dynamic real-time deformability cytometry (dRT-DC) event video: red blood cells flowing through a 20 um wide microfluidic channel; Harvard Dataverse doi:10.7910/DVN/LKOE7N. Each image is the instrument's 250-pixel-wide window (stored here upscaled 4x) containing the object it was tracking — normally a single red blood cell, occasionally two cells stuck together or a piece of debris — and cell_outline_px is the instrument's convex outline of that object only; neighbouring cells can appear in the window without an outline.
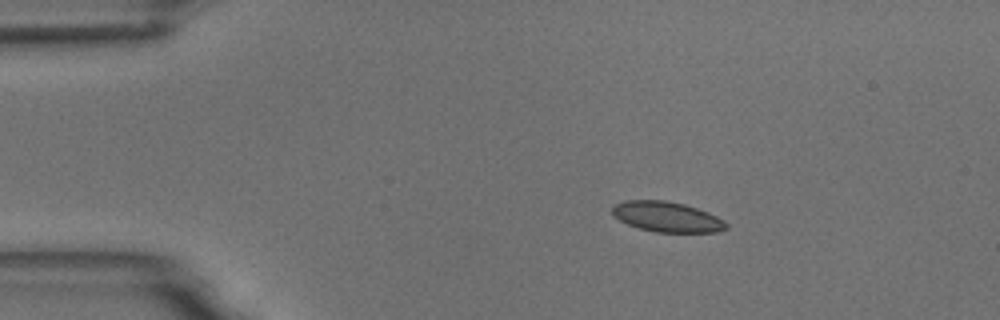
{"species": "common noctule bat (a hibernating species)", "species_latin": "Nyctalus noctula", "temperature_condition": "room temperature", "stored_images_in_passage": 3, "camera_frame_rate_fps": 3000, "um_per_image_px": 0.085, "animal": {"sex": "male", "body_mass_g": 18.8}, "frame": {"image": 1, "passage_image": 1, "time_ms": 0.0, "image_size_px": [1000, 320], "cell_outline_px": [[728, 228], [716, 232], [656, 232], [640, 228], [628, 224], [612, 216], [612, 208], [616, 204], [624, 200], [664, 200], [684, 204], [708, 212], [724, 220], [728, 224]], "centroid_in_image_um": [56.69, 18.43], "position_along_channel_um": 28.3, "area_um2": 20.06}}
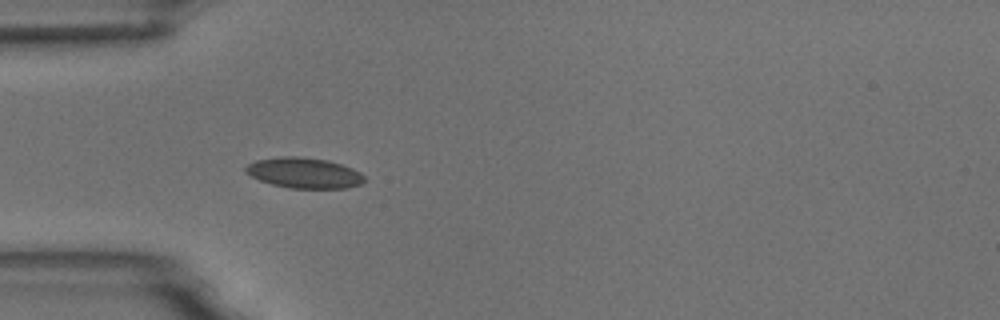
{"frame": {"image": 2, "passage_image": 3, "time_ms": 2.333, "image_size_px": [1000, 320], "cell_outline_px": [[364, 180], [360, 184], [348, 188], [288, 188], [272, 184], [260, 180], [244, 172], [244, 168], [248, 164], [256, 160], [280, 156], [300, 156], [328, 160], [352, 168], [360, 172], [364, 176]], "centroid_in_image_um": [25.83, 14.69], "position_along_channel_um": 59.2, "area_um2": 21.15}}